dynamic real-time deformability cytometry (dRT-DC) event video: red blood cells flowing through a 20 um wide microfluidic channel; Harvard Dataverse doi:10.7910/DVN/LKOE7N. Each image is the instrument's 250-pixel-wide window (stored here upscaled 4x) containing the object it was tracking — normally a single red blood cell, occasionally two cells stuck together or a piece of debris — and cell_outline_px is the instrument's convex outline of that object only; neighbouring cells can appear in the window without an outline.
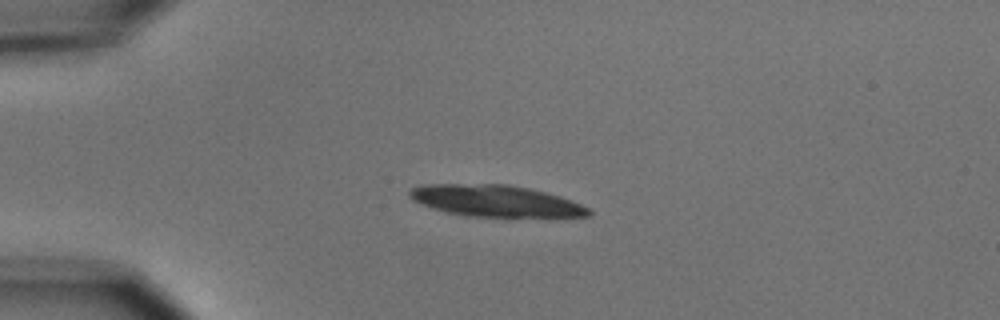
{"species": "common noctule bat (a hibernating species)", "species_latin": "Nyctalus noctula", "temperature_condition": "cold", "stored_images_in_passage": 5, "camera_frame_rate_fps": 3000, "um_per_image_px": 0.085, "animal": {"sex": "male", "body_mass_g": 15.6}, "frame": {"image": 1, "passage_image": 3, "time_ms": 2.333, "image_size_px": [1000, 320], "cell_outline_px": [[592, 212], [588, 216], [468, 216], [448, 212], [432, 208], [412, 200], [408, 196], [408, 192], [412, 188], [420, 184], [508, 184], [528, 188], [544, 192], [580, 204], [588, 208]], "centroid_in_image_um": [42.02, 17.06], "position_along_channel_um": 43.0, "area_um2": 32.31}}